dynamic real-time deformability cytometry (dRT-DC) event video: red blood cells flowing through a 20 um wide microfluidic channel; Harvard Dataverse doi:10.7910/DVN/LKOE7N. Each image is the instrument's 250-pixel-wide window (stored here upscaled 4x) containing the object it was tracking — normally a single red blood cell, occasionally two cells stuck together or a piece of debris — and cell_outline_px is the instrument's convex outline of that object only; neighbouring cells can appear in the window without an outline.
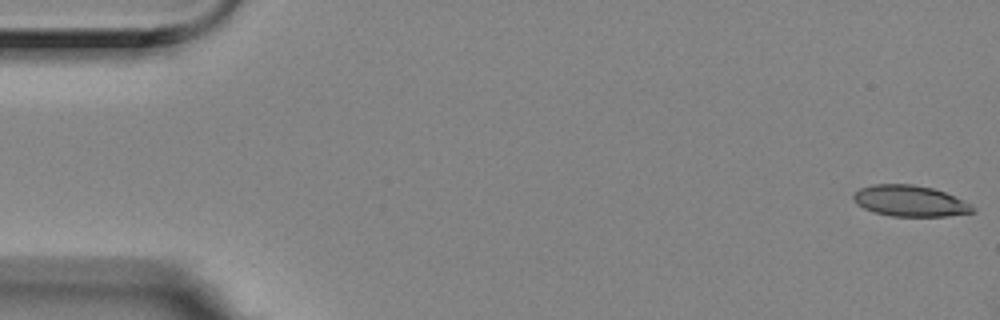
{"species": "Egyptian fruit bat (a non-hibernating species)", "species_latin": "Rousettus aegyptiacus", "temperature_condition": "room temperature", "stored_images_in_passage": 7, "camera_frame_rate_fps": 3000, "um_per_image_px": 0.085, "animal": {"sex": "female"}, "frame": {"image": 1, "passage_image": 1, "time_ms": 0.0, "image_size_px": [1000, 320], "cell_outline_px": [[976, 212], [948, 216], [892, 216], [876, 212], [864, 208], [856, 204], [852, 200], [852, 196], [860, 188], [872, 184], [912, 184], [932, 188], [944, 192], [964, 200], [976, 208]], "centroid_in_image_um": [77.36, 17.08], "position_along_channel_um": 7.6, "area_um2": 21.62}}
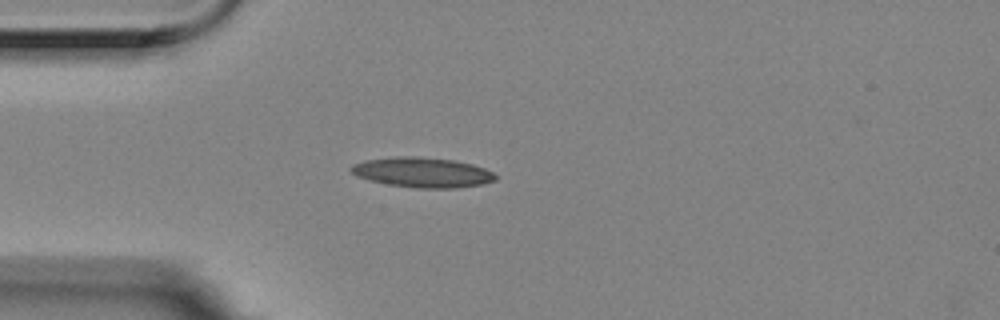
{"frame": {"image": 2, "passage_image": 5, "time_ms": 1.333, "image_size_px": [1000, 320], "cell_outline_px": [[496, 180], [480, 184], [456, 188], [420, 188], [388, 184], [356, 176], [348, 168], [352, 164], [364, 160], [396, 156], [420, 156], [456, 160], [472, 164], [484, 168], [492, 172], [496, 176]], "centroid_in_image_um": [35.89, 14.63], "position_along_channel_um": 49.1, "area_um2": 25.26}}
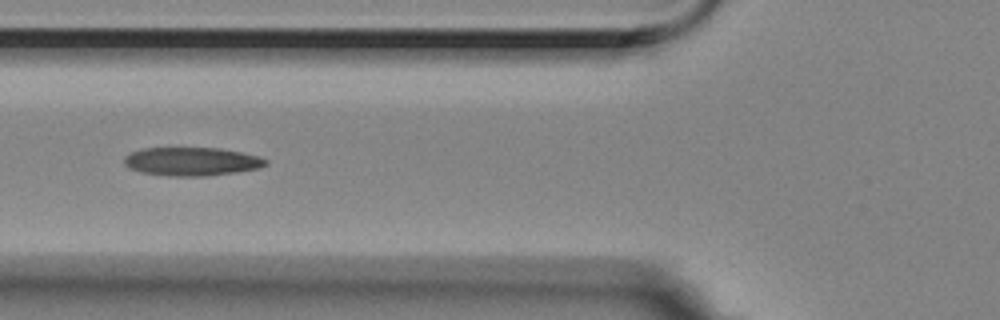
{"frame": {"image": 3, "passage_image": 7, "time_ms": 2.0, "image_size_px": [1000, 320], "cell_outline_px": [[268, 164], [260, 168], [236, 172], [204, 176], [168, 176], [140, 172], [128, 168], [124, 164], [124, 156], [132, 152], [144, 148], [220, 148], [260, 156], [268, 160]], "centroid_in_image_um": [16.3, 13.73], "position_along_channel_um": 109.5, "area_um2": 23.58}}